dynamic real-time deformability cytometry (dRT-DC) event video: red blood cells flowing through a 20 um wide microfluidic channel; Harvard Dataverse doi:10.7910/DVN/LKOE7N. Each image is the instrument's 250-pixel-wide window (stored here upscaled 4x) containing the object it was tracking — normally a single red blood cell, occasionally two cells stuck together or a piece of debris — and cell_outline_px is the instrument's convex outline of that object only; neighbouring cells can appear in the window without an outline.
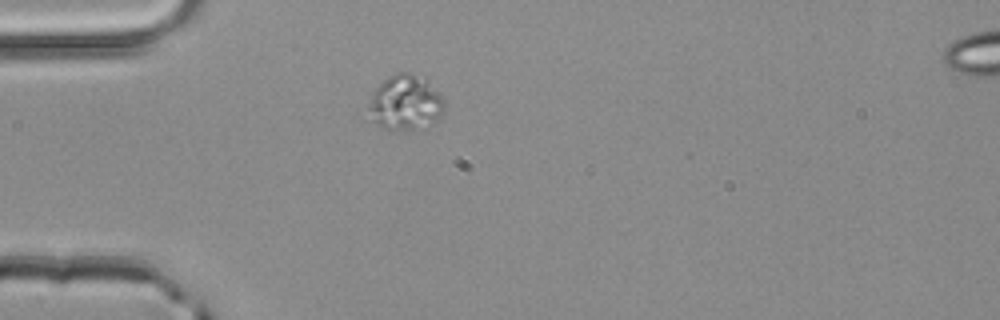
{"species": "common noctule bat (a hibernating species)", "species_latin": "Nyctalus noctula", "temperature_condition": "room temperature", "stored_images_in_passage": 1, "camera_frame_rate_fps": 3000, "um_per_image_px": 0.085, "animal": {"sex": "male", "body_mass_g": 20.4}, "frame": {"image": 1, "passage_image": 1, "time_ms": 0.0, "image_size_px": [1000, 320], "cell_outline_px": [[444, 108], [440, 120], [428, 128], [416, 132], [408, 132], [384, 128], [360, 120], [356, 116], [372, 92], [388, 76], [396, 72], [408, 72], [424, 76], [440, 92], [444, 100]], "centroid_in_image_um": [34.31, 8.82], "position_along_channel_um": 50.7, "area_um2": 27.11}}